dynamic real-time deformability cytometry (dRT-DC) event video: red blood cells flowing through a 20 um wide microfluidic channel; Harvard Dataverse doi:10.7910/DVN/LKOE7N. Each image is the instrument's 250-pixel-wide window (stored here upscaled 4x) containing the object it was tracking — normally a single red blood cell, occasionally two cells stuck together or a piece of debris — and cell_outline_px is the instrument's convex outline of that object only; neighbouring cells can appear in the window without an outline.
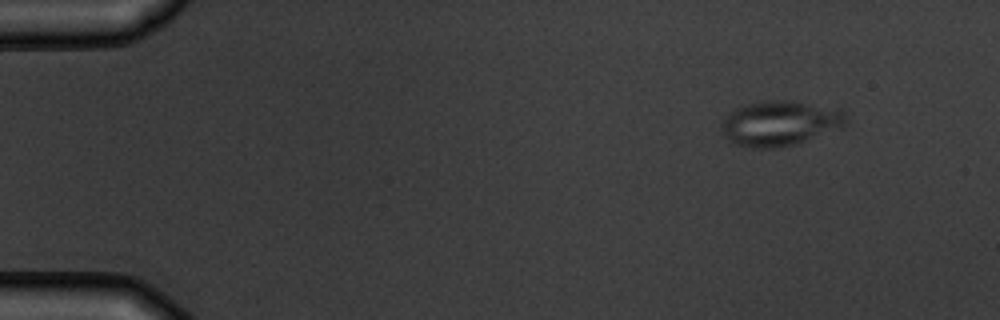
{"species": "common noctule bat (a hibernating species)", "species_latin": "Nyctalus noctula", "temperature_condition": "warm", "stored_images_in_passage": 4, "camera_frame_rate_fps": 3000, "um_per_image_px": 0.085, "animal": {"sex": "male", "body_mass_g": 19.5, "forearm_length_mm": 54.6}, "frame": {"image": 1, "passage_image": 1, "time_ms": 0.0, "image_size_px": [1000, 320], "cell_outline_px": [[848, 120], [840, 128], [796, 144], [776, 148], [756, 148], [736, 144], [728, 140], [724, 136], [720, 124], [736, 108], [744, 104], [764, 100], [792, 100], [840, 108], [844, 112]], "centroid_in_image_um": [66.32, 10.46], "position_along_channel_um": 18.7, "area_um2": 32.83}}